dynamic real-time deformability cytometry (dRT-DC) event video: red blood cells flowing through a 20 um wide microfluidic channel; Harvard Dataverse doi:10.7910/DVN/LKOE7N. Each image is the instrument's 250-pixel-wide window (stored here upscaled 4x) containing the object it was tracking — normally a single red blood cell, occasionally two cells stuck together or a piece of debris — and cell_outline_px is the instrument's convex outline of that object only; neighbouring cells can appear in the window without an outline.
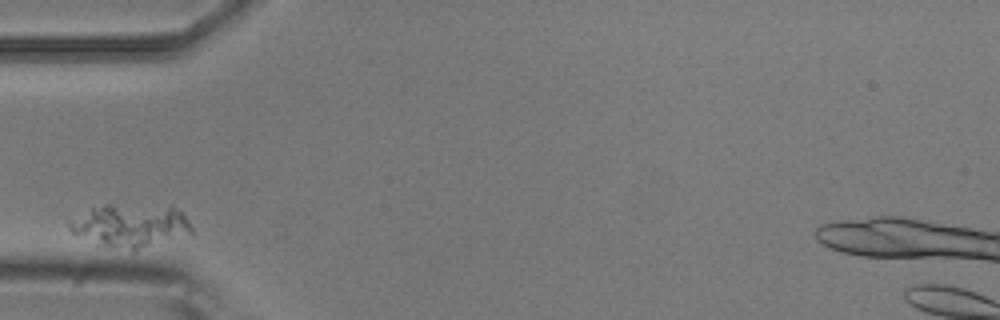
{"species": "common noctule bat (a hibernating species)", "species_latin": "Nyctalus noctula", "temperature_condition": "room temperature", "stored_images_in_passage": 2, "camera_frame_rate_fps": 3000, "um_per_image_px": 0.085, "animal": {"sex": "male", "body_mass_g": 20.5, "forearm_length_mm": 52.5}, "frame": {"image": 1, "passage_image": 1, "time_ms": 0.0, "image_size_px": [1000, 320], "cell_outline_px": [[192, 232], [136, 252], [132, 252], [108, 248], [96, 244], [72, 232], [68, 228], [68, 220], [92, 208], [104, 204], [172, 204], [188, 220], [192, 228]], "centroid_in_image_um": [11.08, 19.18], "position_along_channel_um": 73.9, "area_um2": 31.62}}